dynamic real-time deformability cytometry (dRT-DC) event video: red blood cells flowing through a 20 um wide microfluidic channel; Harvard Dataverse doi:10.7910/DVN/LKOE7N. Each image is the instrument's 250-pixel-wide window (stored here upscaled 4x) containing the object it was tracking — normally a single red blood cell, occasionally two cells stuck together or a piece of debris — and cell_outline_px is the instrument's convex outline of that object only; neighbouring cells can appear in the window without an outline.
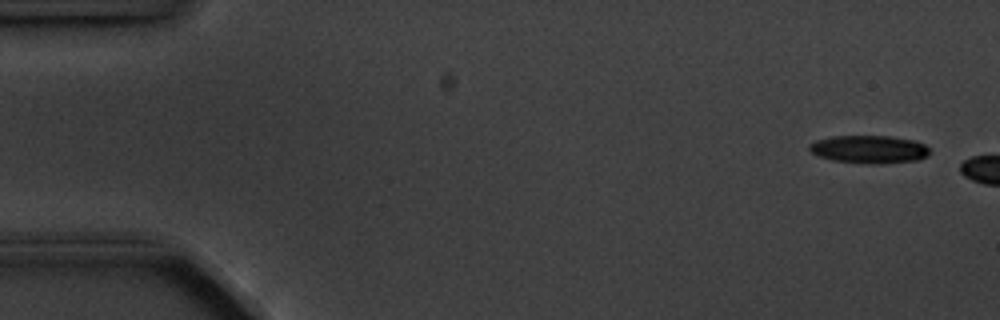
{"species": "common noctule bat (a hibernating species)", "species_latin": "Nyctalus noctula", "temperature_condition": "cold", "stored_images_in_passage": 2, "camera_frame_rate_fps": 3000, "um_per_image_px": 0.085, "animal": {"sex": "male", "body_mass_g": 20.1, "forearm_length_mm": 53.5}, "frame": {"image": 1, "passage_image": 1, "time_ms": 0.0, "image_size_px": [1000, 320], "cell_outline_px": [[928, 156], [916, 160], [880, 164], [868, 164], [832, 160], [816, 156], [808, 148], [808, 144], [816, 140], [832, 136], [888, 136], [916, 140], [924, 144], [928, 148]], "centroid_in_image_um": [73.85, 12.69], "position_along_channel_um": 11.2, "area_um2": 19.71}}